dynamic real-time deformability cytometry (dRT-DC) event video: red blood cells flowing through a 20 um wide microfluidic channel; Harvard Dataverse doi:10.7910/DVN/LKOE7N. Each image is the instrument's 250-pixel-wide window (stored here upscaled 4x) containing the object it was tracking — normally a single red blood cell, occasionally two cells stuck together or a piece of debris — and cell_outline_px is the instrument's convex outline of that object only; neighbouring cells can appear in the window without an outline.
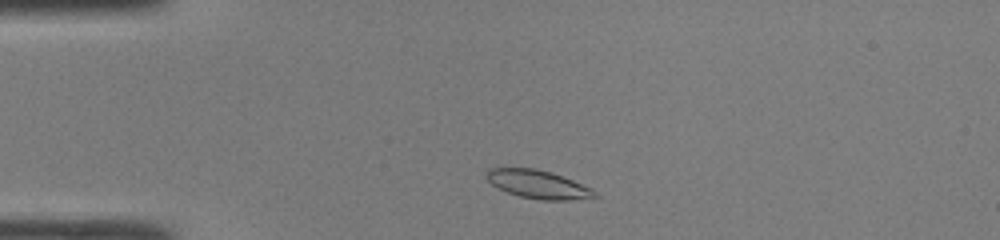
{"species": "common noctule bat (a hibernating species)", "species_latin": "Nyctalus noctula", "temperature_condition": "room temperature", "stored_images_in_passage": 39, "camera_frame_rate_fps": 3000, "um_per_image_px": 0.085, "animal": {"sex": "male", "body_mass_g": 19.0, "forearm_length_mm": 50.8}, "frame": {"image": 1, "passage_image": 3, "time_ms": 0.667, "image_size_px": [1000, 240], "cell_outline_px": [[600, 196], [568, 200], [540, 200], [520, 196], [508, 192], [492, 184], [484, 176], [488, 168], [536, 168], [572, 180], [592, 188]], "centroid_in_image_um": [45.73, 15.67], "position_along_channel_um": 39.3, "area_um2": 17.63}}
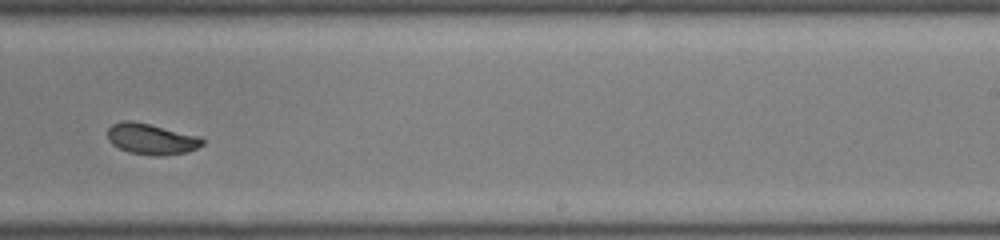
{"frame": {"image": 2, "passage_image": 22, "time_ms": 7.0, "image_size_px": [1000, 240], "cell_outline_px": [[204, 144], [188, 152], [160, 156], [152, 156], [128, 152], [112, 144], [108, 140], [108, 128], [112, 124], [120, 120], [132, 120], [200, 136], [204, 140]], "centroid_in_image_um": [12.85, 11.81], "position_along_channel_um": 276.1, "area_um2": 17.22}}
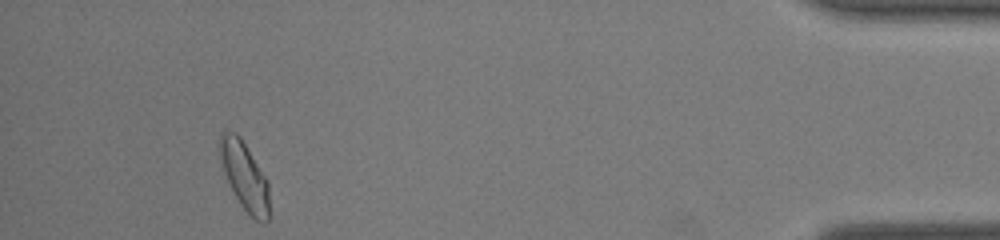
{"frame": {"image": 3, "passage_image": 36, "time_ms": 11.667, "image_size_px": [1000, 240], "cell_outline_px": [[268, 220], [264, 224], [256, 220], [240, 204], [228, 180], [220, 156], [220, 136], [224, 132], [236, 132], [240, 136], [268, 180]], "centroid_in_image_um": [20.82, 14.96], "position_along_channel_um": 414.4, "area_um2": 18.96}, "authors_computed_cell_mechanics": {"area_um2": 17.34, "velocity_mm_per_s": 4.2678, "shape_relaxation_time_tau1_ms": 3.3417, "shape_relaxation_time_tau2_ms": 1.0213, "deformation_change_tau1": 0.14, "deformation_change_tau2": 0.0608}}